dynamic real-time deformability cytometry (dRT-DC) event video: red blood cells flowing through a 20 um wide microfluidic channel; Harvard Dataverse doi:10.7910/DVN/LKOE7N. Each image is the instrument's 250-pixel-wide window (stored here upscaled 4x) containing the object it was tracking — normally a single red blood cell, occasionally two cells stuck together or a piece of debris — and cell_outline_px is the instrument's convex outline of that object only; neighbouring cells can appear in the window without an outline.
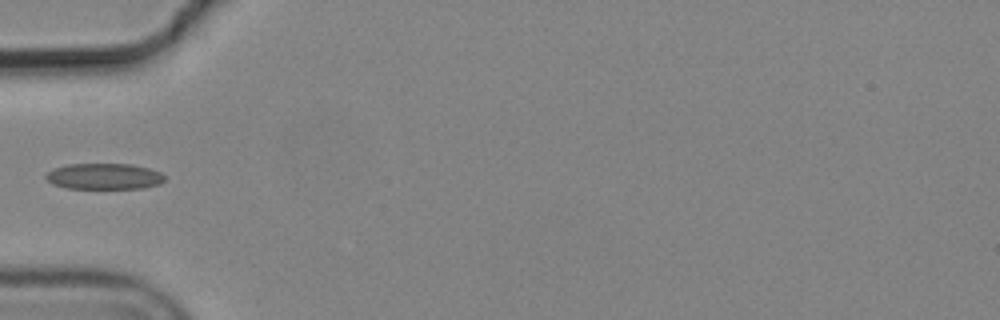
{"species": "common noctule bat (a hibernating species)", "species_latin": "Nyctalus noctula", "temperature_condition": "cold", "stored_images_in_passage": 5, "camera_frame_rate_fps": 3000, "um_per_image_px": 0.085, "animal": {"sex": "male", "body_mass_g": 19.2, "forearm_length_mm": 51.8}, "frame": {"image": 1, "passage_image": 4, "time_ms": 1.0, "image_size_px": [1000, 320], "cell_outline_px": [[164, 180], [160, 184], [144, 188], [68, 188], [52, 184], [44, 176], [52, 168], [68, 164], [132, 164], [148, 168], [160, 172], [164, 176]], "centroid_in_image_um": [8.84, 14.98], "position_along_channel_um": 76.2, "area_um2": 17.98}}